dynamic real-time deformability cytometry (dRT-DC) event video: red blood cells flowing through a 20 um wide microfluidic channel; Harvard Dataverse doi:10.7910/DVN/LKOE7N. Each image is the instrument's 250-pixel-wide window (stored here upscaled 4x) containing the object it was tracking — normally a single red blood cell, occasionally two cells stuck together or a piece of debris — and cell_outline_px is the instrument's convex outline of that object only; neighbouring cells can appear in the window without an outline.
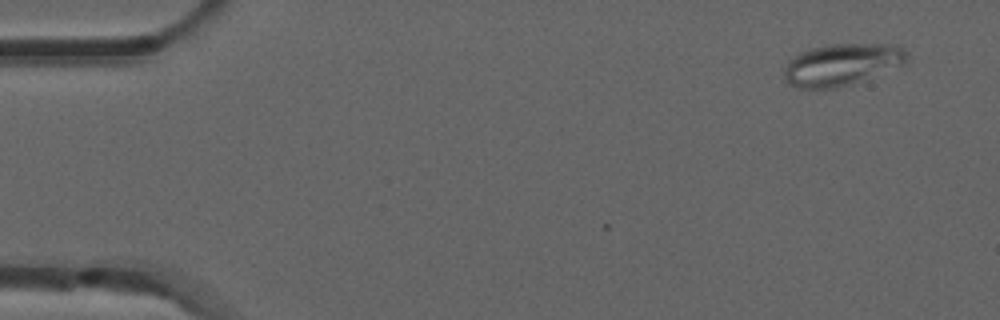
{"species": "common noctule bat (a hibernating species)", "species_latin": "Nyctalus noctula", "temperature_condition": "room temperature", "stored_images_in_passage": 2, "camera_frame_rate_fps": 3000, "um_per_image_px": 0.085, "animal": {"sex": "male", "forearm_length_mm": 52.5}, "frame": {"image": 1, "passage_image": 2, "time_ms": 0.333, "image_size_px": [1000, 320], "cell_outline_px": [[908, 56], [904, 64], [852, 84], [836, 88], [800, 88], [788, 84], [784, 80], [784, 68], [788, 60], [800, 52], [812, 48], [832, 44], [892, 44], [908, 52]], "centroid_in_image_um": [71.52, 5.49], "position_along_channel_um": 13.5, "area_um2": 29.88}}